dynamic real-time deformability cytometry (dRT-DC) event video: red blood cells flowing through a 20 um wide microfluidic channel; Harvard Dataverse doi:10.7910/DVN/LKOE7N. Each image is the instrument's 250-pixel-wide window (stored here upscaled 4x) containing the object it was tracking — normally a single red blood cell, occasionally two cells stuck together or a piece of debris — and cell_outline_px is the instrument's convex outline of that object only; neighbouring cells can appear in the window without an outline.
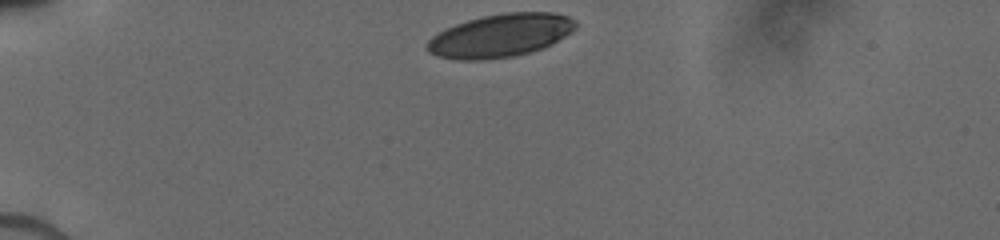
{"species": "human", "species_latin": "Homo sapiens", "temperature_condition": "cold", "stored_images_in_passage": 20, "camera_frame_rate_fps": 3000, "um_per_image_px": 0.085, "donor": {"sex": "male"}, "frame": {"image": 1, "passage_image": 1, "time_ms": 0.0, "image_size_px": [1000, 240], "cell_outline_px": [[576, 28], [572, 32], [540, 48], [528, 52], [512, 56], [480, 60], [460, 60], [440, 56], [428, 52], [428, 40], [432, 36], [456, 24], [468, 20], [484, 16], [504, 12], [552, 12], [568, 16], [576, 20]], "centroid_in_image_um": [42.55, 3.0], "position_along_channel_um": 42.5, "area_um2": 36.7}}
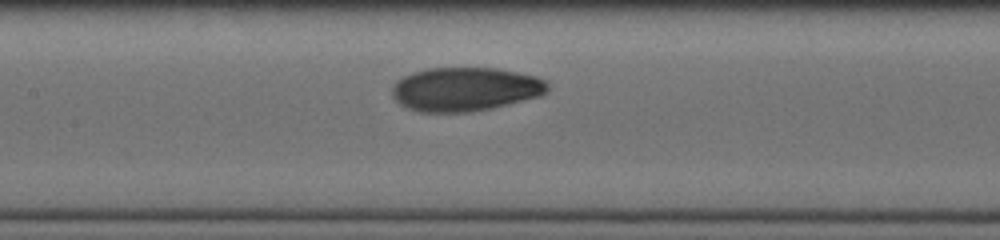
{"frame": {"image": 2, "passage_image": 12, "time_ms": 4.333, "image_size_px": [1000, 240], "cell_outline_px": [[548, 92], [540, 96], [492, 108], [472, 112], [420, 112], [404, 108], [392, 96], [392, 84], [396, 80], [412, 72], [428, 68], [496, 68], [536, 76], [544, 80], [548, 84]], "centroid_in_image_um": [39.51, 7.59], "position_along_channel_um": 167.9, "area_um2": 40.0}}
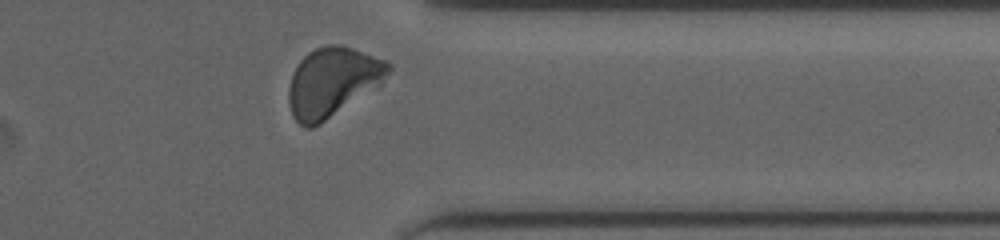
{"frame": {"image": 3, "passage_image": 20, "time_ms": 9.667, "image_size_px": [1000, 240], "cell_outline_px": [[392, 68], [380, 84], [320, 124], [312, 128], [304, 128], [292, 116], [288, 100], [288, 88], [292, 72], [296, 64], [308, 52], [324, 44], [340, 44], [388, 60], [392, 64]], "centroid_in_image_um": [28.23, 6.95], "position_along_channel_um": 383.2, "area_um2": 40.29}}